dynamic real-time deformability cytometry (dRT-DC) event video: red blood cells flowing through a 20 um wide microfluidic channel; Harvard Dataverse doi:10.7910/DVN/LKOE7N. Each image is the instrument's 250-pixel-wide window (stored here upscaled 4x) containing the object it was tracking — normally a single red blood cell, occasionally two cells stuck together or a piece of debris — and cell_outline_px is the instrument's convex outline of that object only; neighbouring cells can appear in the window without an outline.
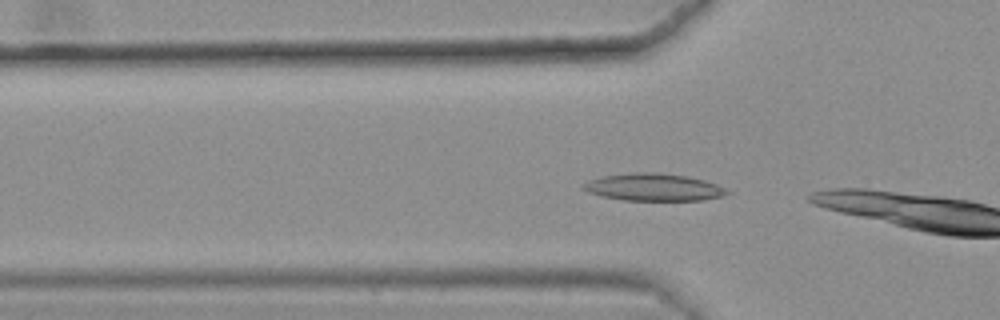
{"species": "common noctule bat (a hibernating species)", "species_latin": "Nyctalus noctula", "temperature_condition": "warm", "stored_images_in_passage": 8, "camera_frame_rate_fps": 3000, "um_per_image_px": 0.085, "animal": {"sex": "female", "body_mass_g": 25.1}, "frame": {"image": 1, "passage_image": 3, "time_ms": 0.667, "image_size_px": [1000, 320], "cell_outline_px": [[732, 192], [724, 196], [700, 200], [624, 200], [600, 196], [588, 192], [580, 188], [580, 184], [588, 180], [604, 176], [636, 172], [656, 172], [688, 176], [704, 180], [716, 184]], "centroid_in_image_um": [55.52, 15.91], "position_along_channel_um": 70.3, "area_um2": 23.0}}
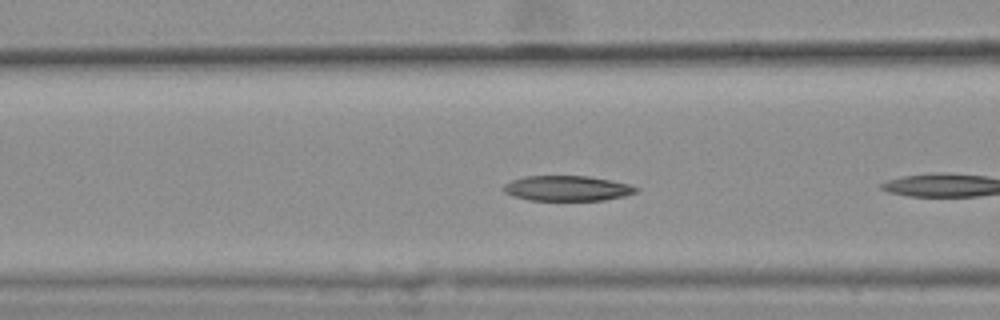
{"frame": {"image": 2, "passage_image": 7, "time_ms": 2.0, "image_size_px": [1000, 320], "cell_outline_px": [[640, 188], [636, 192], [624, 196], [604, 200], [528, 200], [512, 196], [504, 192], [504, 184], [512, 180], [524, 176], [588, 176], [612, 180], [628, 184]], "centroid_in_image_um": [48.21, 16.0], "position_along_channel_um": 118.4, "area_um2": 19.48}}